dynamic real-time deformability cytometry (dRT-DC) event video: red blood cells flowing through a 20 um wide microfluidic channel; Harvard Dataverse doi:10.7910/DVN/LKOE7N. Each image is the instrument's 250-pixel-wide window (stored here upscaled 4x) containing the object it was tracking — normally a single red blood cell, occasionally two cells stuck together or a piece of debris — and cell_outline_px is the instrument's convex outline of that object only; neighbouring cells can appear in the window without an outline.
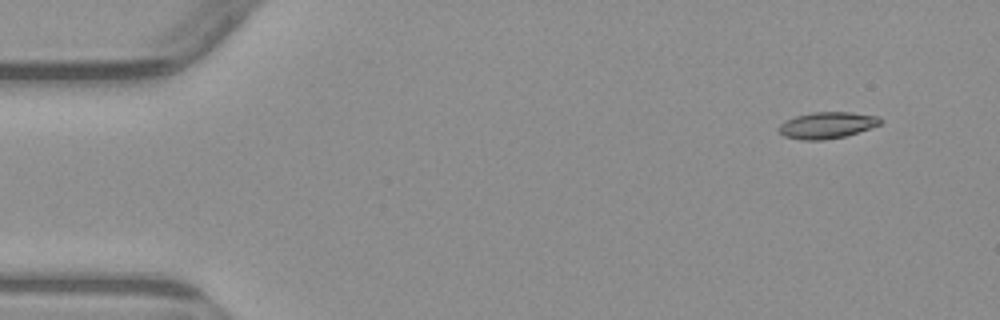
{"species": "common noctule bat (a hibernating species)", "species_latin": "Nyctalus noctula", "temperature_condition": "warm", "stored_images_in_passage": 5, "camera_frame_rate_fps": 3000, "um_per_image_px": 0.085, "animal": {"sex": "male", "body_mass_g": 23.1, "forearm_length_mm": 52.7}, "frame": {"image": 1, "passage_image": 2, "time_ms": 1.333, "image_size_px": [1000, 320], "cell_outline_px": [[884, 120], [880, 124], [844, 136], [824, 140], [804, 140], [784, 136], [780, 132], [780, 124], [784, 120], [796, 116], [812, 112], [852, 112], [880, 116]], "centroid_in_image_um": [70.31, 10.63], "position_along_channel_um": 14.7, "area_um2": 15.55}}
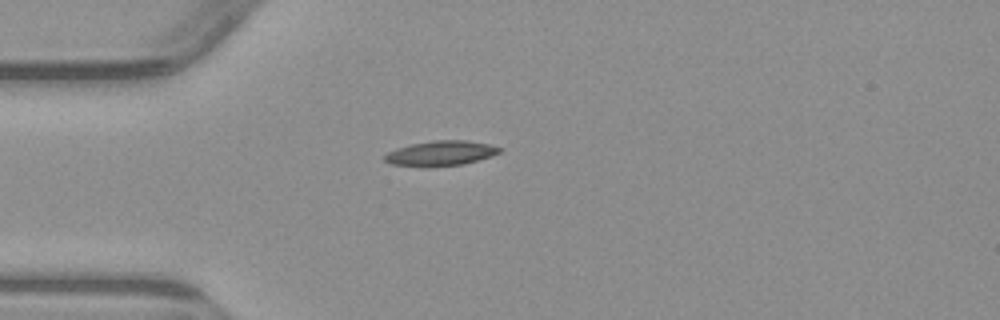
{"frame": {"image": 2, "passage_image": 4, "time_ms": 4.667, "image_size_px": [1000, 320], "cell_outline_px": [[504, 148], [500, 152], [492, 156], [464, 164], [428, 168], [424, 168], [392, 164], [384, 160], [384, 156], [388, 152], [396, 148], [412, 144], [436, 140], [468, 140], [488, 144]], "centroid_in_image_um": [37.47, 13.05], "position_along_channel_um": 47.5, "area_um2": 16.99}}